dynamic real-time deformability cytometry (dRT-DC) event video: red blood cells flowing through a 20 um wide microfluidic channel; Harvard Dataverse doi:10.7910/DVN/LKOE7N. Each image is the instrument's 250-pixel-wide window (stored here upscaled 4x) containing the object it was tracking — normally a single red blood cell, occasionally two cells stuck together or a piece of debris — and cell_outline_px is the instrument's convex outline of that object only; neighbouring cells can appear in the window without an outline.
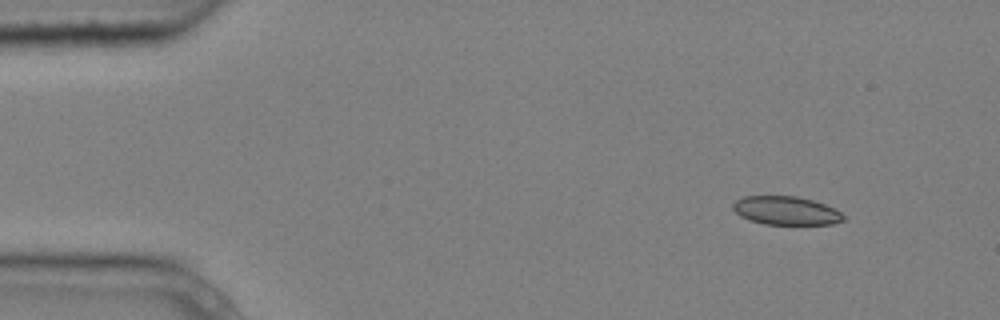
{"species": "common noctule bat (a hibernating species)", "species_latin": "Nyctalus noctula", "temperature_condition": "cold", "stored_images_in_passage": 5, "segment_of_instrument_passage": [1, 2], "camera_frame_rate_fps": 3000, "um_per_image_px": 0.085, "animal": {"sex": "male", "body_mass_g": 20.4}, "frame": {"image": 1, "passage_image": 2, "time_ms": 0.333, "image_size_px": [1000, 320], "cell_outline_px": [[844, 220], [832, 224], [764, 224], [748, 220], [740, 216], [732, 208], [732, 204], [736, 200], [744, 196], [796, 196], [812, 200], [824, 204], [840, 212], [844, 216]], "centroid_in_image_um": [66.77, 17.9], "position_along_channel_um": 18.2, "area_um2": 18.26}}
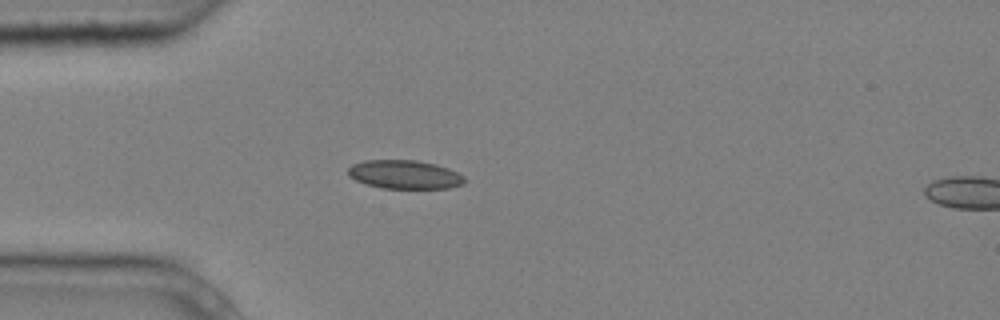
{"frame": {"image": 2, "passage_image": 4, "time_ms": 1.0, "image_size_px": [1000, 320], "cell_outline_px": [[468, 180], [464, 184], [448, 188], [380, 188], [364, 184], [348, 176], [348, 168], [352, 164], [364, 160], [416, 160], [436, 164], [448, 168], [464, 176]], "centroid_in_image_um": [34.39, 14.83], "position_along_channel_um": 50.6, "area_um2": 19.65}}